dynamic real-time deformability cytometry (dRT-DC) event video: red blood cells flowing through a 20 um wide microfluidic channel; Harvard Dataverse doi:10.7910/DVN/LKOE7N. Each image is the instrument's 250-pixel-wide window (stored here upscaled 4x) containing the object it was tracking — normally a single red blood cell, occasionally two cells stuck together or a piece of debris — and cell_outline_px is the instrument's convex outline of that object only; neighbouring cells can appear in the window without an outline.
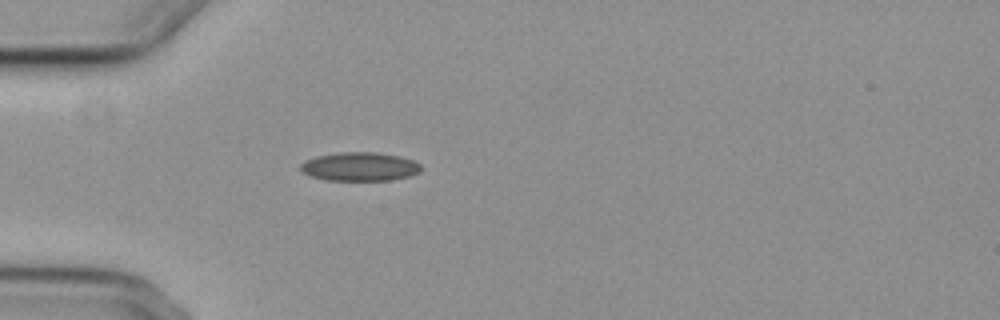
{"species": "common noctule bat (a hibernating species)", "species_latin": "Nyctalus noctula", "temperature_condition": "cold", "stored_images_in_passage": 1, "camera_frame_rate_fps": 3000, "um_per_image_px": 0.085, "animal": {"sex": "female", "body_mass_g": 29.2, "forearm_length_mm": 56.3}, "frame": {"image": 1, "passage_image": 1, "time_ms": 0.0, "image_size_px": [1000, 320], "cell_outline_px": [[420, 172], [408, 176], [392, 180], [328, 180], [312, 176], [304, 172], [300, 168], [300, 164], [304, 160], [316, 156], [340, 152], [376, 152], [400, 156], [412, 160], [420, 164]], "centroid_in_image_um": [30.58, 14.15], "position_along_channel_um": 54.4, "area_um2": 20.06}}